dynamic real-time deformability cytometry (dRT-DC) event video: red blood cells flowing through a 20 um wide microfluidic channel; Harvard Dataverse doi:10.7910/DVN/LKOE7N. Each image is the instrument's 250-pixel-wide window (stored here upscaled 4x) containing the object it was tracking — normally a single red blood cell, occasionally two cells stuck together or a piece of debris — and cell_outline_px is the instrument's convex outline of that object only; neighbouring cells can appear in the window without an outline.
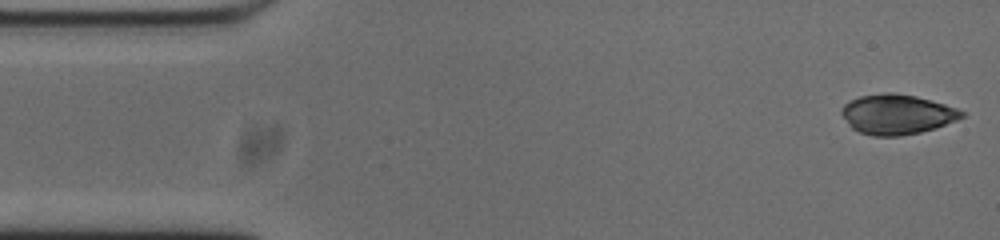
{"species": "common noctule bat (a hibernating species)", "species_latin": "Nyctalus noctula", "temperature_condition": "cold", "stored_images_in_passage": 52, "camera_frame_rate_fps": 3000, "um_per_image_px": 0.085, "animal": {"sex": "male", "body_mass_g": 20.0, "forearm_length_mm": 53.3}, "frame": {"image": 1, "passage_image": 1, "time_ms": 0.0, "image_size_px": [1000, 240], "cell_outline_px": [[964, 116], [956, 120], [936, 128], [920, 132], [900, 136], [872, 136], [860, 132], [852, 128], [848, 124], [840, 112], [840, 108], [844, 104], [860, 96], [888, 92], [892, 92], [916, 96], [944, 104], [956, 108], [964, 112]], "centroid_in_image_um": [76.22, 9.72], "position_along_channel_um": 8.8, "area_um2": 27.86}}
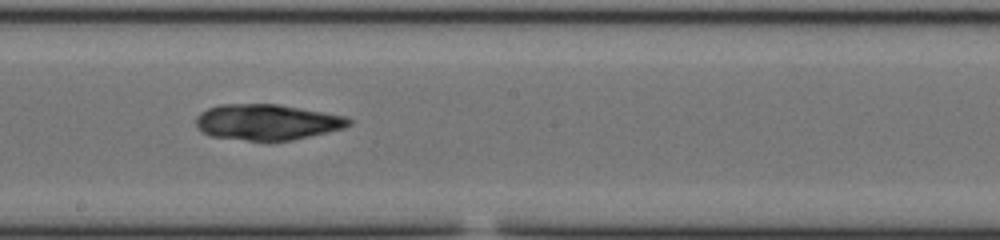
{"frame": {"image": 2, "passage_image": 27, "time_ms": 8.667, "image_size_px": [1000, 240], "cell_outline_px": [[352, 124], [344, 128], [328, 132], [292, 140], [268, 144], [212, 136], [204, 132], [196, 124], [196, 116], [200, 112], [208, 108], [220, 104], [276, 104], [348, 116], [352, 120]], "centroid_in_image_um": [22.73, 10.41], "position_along_channel_um": 225.5, "area_um2": 32.54}}
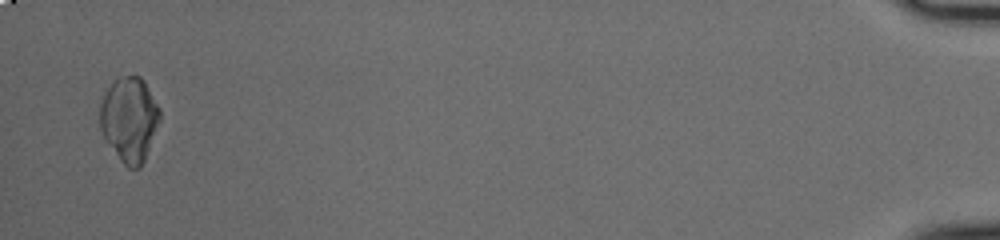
{"frame": {"image": 3, "passage_image": 51, "time_ms": 16.667, "image_size_px": [1000, 240], "cell_outline_px": [[160, 120], [144, 160], [140, 168], [128, 168], [120, 160], [104, 136], [100, 128], [100, 104], [108, 88], [120, 76], [140, 76], [144, 80], [160, 108]], "centroid_in_image_um": [11.01, 10.13], "position_along_channel_um": 424.2, "area_um2": 29.13}}